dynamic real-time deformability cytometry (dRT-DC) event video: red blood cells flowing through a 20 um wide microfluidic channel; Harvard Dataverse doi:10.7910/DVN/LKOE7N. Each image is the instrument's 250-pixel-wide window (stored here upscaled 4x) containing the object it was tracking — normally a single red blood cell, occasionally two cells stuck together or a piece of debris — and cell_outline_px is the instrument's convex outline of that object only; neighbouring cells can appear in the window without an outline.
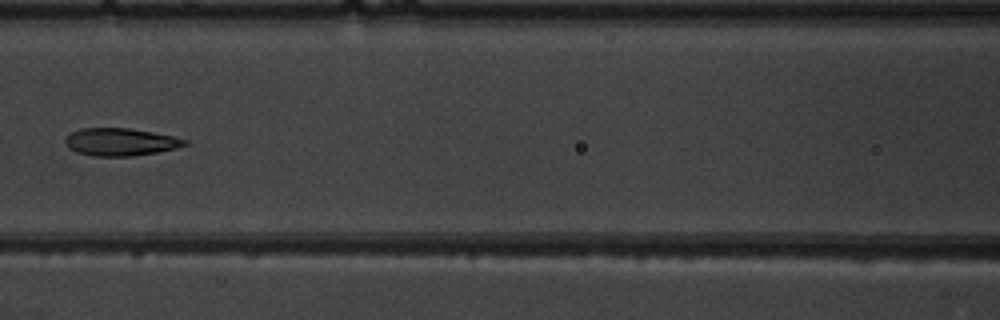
{"species": "common noctule bat (a hibernating species)", "species_latin": "Nyctalus noctula", "temperature_condition": "warm", "stored_images_in_passage": 8, "camera_frame_rate_fps": 3000, "um_per_image_px": 0.085, "animal": {"sex": "male", "body_mass_g": 19.5, "forearm_length_mm": 54.6}, "frame": {"image": 1, "passage_image": 7, "time_ms": 7.0, "image_size_px": [1000, 320], "cell_outline_px": [[188, 144], [176, 148], [156, 152], [132, 156], [96, 156], [76, 152], [68, 148], [64, 140], [72, 132], [80, 128], [128, 128], [152, 132], [172, 136], [188, 140]], "centroid_in_image_um": [10.23, 12.06], "position_along_channel_um": 156.4, "area_um2": 19.07}}
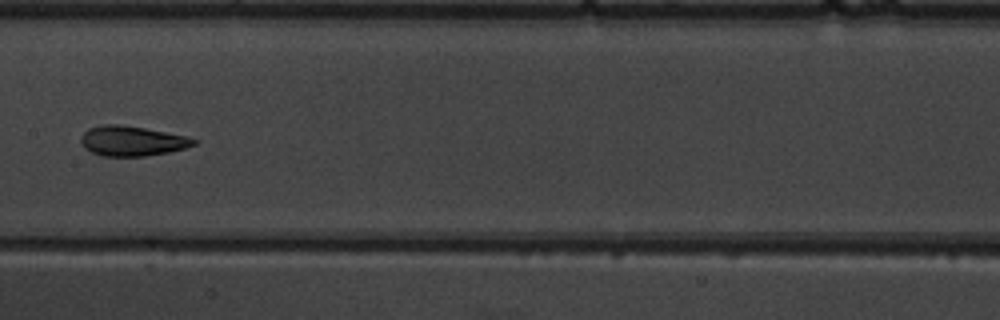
{"frame": {"image": 2, "passage_image": 8, "time_ms": 8.0, "image_size_px": [1000, 320], "cell_outline_px": [[200, 140], [196, 144], [184, 148], [168, 152], [144, 156], [100, 156], [84, 148], [80, 140], [80, 136], [88, 128], [104, 124], [120, 124], [144, 128], [184, 136]], "centroid_in_image_um": [11.18, 11.98], "position_along_channel_um": 196.2, "area_um2": 19.65}}